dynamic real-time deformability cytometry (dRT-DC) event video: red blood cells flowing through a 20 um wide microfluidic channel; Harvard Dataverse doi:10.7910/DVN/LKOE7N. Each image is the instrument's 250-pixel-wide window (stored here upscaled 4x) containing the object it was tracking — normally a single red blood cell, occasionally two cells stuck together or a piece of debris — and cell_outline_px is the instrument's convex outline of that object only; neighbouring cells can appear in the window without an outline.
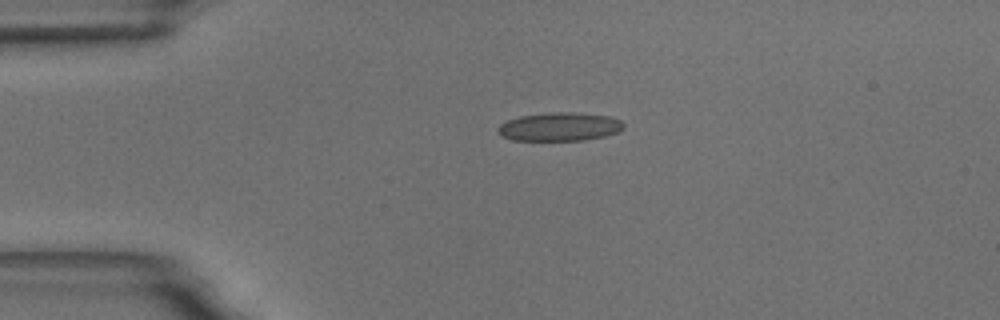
{"species": "common noctule bat (a hibernating species)", "species_latin": "Nyctalus noctula", "temperature_condition": "room temperature", "stored_images_in_passage": 45, "camera_frame_rate_fps": 3000, "um_per_image_px": 0.085, "animal": {"sex": "male", "body_mass_g": 18.8}, "frame": {"image": 1, "passage_image": 1, "time_ms": 0.0, "image_size_px": [1000, 320], "cell_outline_px": [[624, 128], [616, 132], [604, 136], [584, 140], [512, 140], [500, 136], [496, 132], [496, 128], [500, 124], [508, 120], [520, 116], [552, 112], [572, 112], [608, 116], [620, 120], [624, 124]], "centroid_in_image_um": [47.51, 10.77], "position_along_channel_um": 37.5, "area_um2": 20.87}}
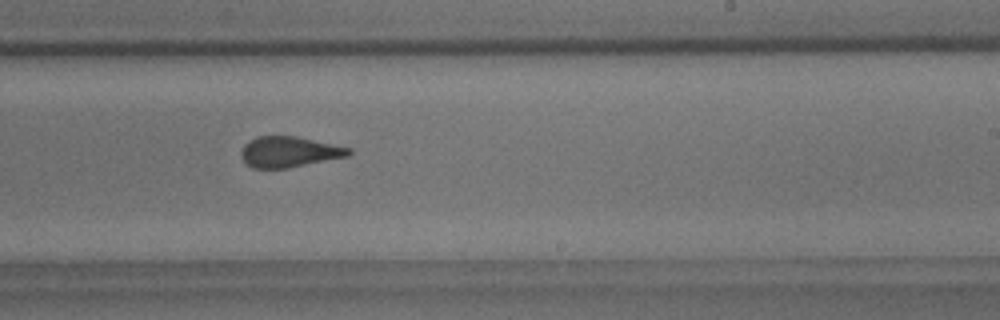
{"frame": {"image": 2, "passage_image": 23, "time_ms": 7.333, "image_size_px": [1000, 320], "cell_outline_px": [[352, 152], [348, 156], [288, 168], [252, 168], [244, 164], [240, 156], [240, 152], [244, 144], [248, 140], [256, 136], [296, 136], [352, 148]], "centroid_in_image_um": [24.53, 12.91], "position_along_channel_um": 264.5, "area_um2": 19.48}}
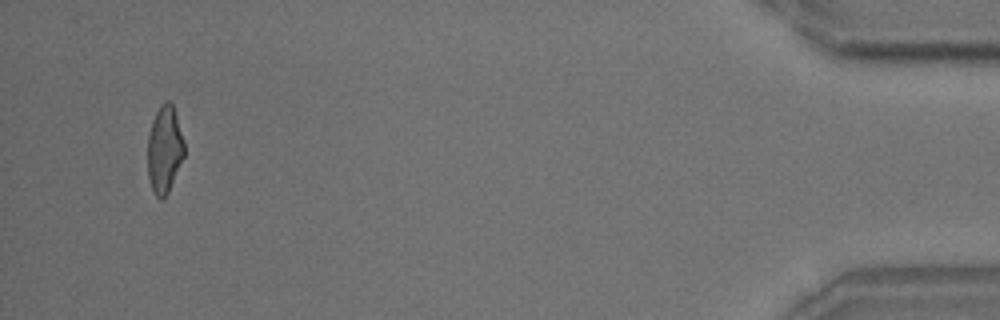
{"frame": {"image": 3, "passage_image": 43, "time_ms": 14.0, "image_size_px": [1000, 320], "cell_outline_px": [[184, 156], [168, 192], [164, 200], [160, 200], [156, 196], [152, 188], [148, 176], [148, 136], [152, 120], [160, 104], [164, 100], [168, 100], [172, 104], [184, 140]], "centroid_in_image_um": [13.98, 12.7], "position_along_channel_um": 421.2, "area_um2": 18.55}, "authors_computed_cell_mechanics": {"area_um2": 20.1144, "velocity_mm_per_s": 3.5209, "shape_relaxation_time_tau1_ms": 10.9207, "shape_relaxation_time_tau2_ms": 1.354, "deformation_change_tau1": 0.202, "deformation_change_tau2": 0.0858}}